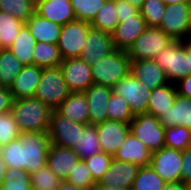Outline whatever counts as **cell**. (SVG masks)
<instances>
[{
    "instance_id": "cell-1",
    "label": "cell",
    "mask_w": 191,
    "mask_h": 190,
    "mask_svg": "<svg viewBox=\"0 0 191 190\" xmlns=\"http://www.w3.org/2000/svg\"><path fill=\"white\" fill-rule=\"evenodd\" d=\"M52 111L34 97L14 99L10 110L21 132H48Z\"/></svg>"
},
{
    "instance_id": "cell-2",
    "label": "cell",
    "mask_w": 191,
    "mask_h": 190,
    "mask_svg": "<svg viewBox=\"0 0 191 190\" xmlns=\"http://www.w3.org/2000/svg\"><path fill=\"white\" fill-rule=\"evenodd\" d=\"M130 63L126 51L115 49L91 66L93 83L113 88L130 73Z\"/></svg>"
},
{
    "instance_id": "cell-3",
    "label": "cell",
    "mask_w": 191,
    "mask_h": 190,
    "mask_svg": "<svg viewBox=\"0 0 191 190\" xmlns=\"http://www.w3.org/2000/svg\"><path fill=\"white\" fill-rule=\"evenodd\" d=\"M71 94L65 84L60 67L42 68L41 79L36 88L34 98L40 99L52 110H56L59 105Z\"/></svg>"
},
{
    "instance_id": "cell-4",
    "label": "cell",
    "mask_w": 191,
    "mask_h": 190,
    "mask_svg": "<svg viewBox=\"0 0 191 190\" xmlns=\"http://www.w3.org/2000/svg\"><path fill=\"white\" fill-rule=\"evenodd\" d=\"M164 70L169 83H177L191 74L189 57L181 40L170 42L154 59Z\"/></svg>"
},
{
    "instance_id": "cell-5",
    "label": "cell",
    "mask_w": 191,
    "mask_h": 190,
    "mask_svg": "<svg viewBox=\"0 0 191 190\" xmlns=\"http://www.w3.org/2000/svg\"><path fill=\"white\" fill-rule=\"evenodd\" d=\"M23 143L24 171L32 174L47 164L50 138L48 132H21Z\"/></svg>"
},
{
    "instance_id": "cell-6",
    "label": "cell",
    "mask_w": 191,
    "mask_h": 190,
    "mask_svg": "<svg viewBox=\"0 0 191 190\" xmlns=\"http://www.w3.org/2000/svg\"><path fill=\"white\" fill-rule=\"evenodd\" d=\"M130 132L151 152L165 147V128L154 115L148 113L135 115L130 122Z\"/></svg>"
},
{
    "instance_id": "cell-7",
    "label": "cell",
    "mask_w": 191,
    "mask_h": 190,
    "mask_svg": "<svg viewBox=\"0 0 191 190\" xmlns=\"http://www.w3.org/2000/svg\"><path fill=\"white\" fill-rule=\"evenodd\" d=\"M173 39L158 27H147L135 40L127 54L130 61L155 59Z\"/></svg>"
},
{
    "instance_id": "cell-8",
    "label": "cell",
    "mask_w": 191,
    "mask_h": 190,
    "mask_svg": "<svg viewBox=\"0 0 191 190\" xmlns=\"http://www.w3.org/2000/svg\"><path fill=\"white\" fill-rule=\"evenodd\" d=\"M91 27L90 22L81 20H75L62 26L57 43L62 59L81 56Z\"/></svg>"
},
{
    "instance_id": "cell-9",
    "label": "cell",
    "mask_w": 191,
    "mask_h": 190,
    "mask_svg": "<svg viewBox=\"0 0 191 190\" xmlns=\"http://www.w3.org/2000/svg\"><path fill=\"white\" fill-rule=\"evenodd\" d=\"M112 89L113 93L128 102L134 116L147 113L151 90L131 73L117 82Z\"/></svg>"
},
{
    "instance_id": "cell-10",
    "label": "cell",
    "mask_w": 191,
    "mask_h": 190,
    "mask_svg": "<svg viewBox=\"0 0 191 190\" xmlns=\"http://www.w3.org/2000/svg\"><path fill=\"white\" fill-rule=\"evenodd\" d=\"M86 126L72 122L57 110H53L48 130L50 143L73 149L78 144L80 135Z\"/></svg>"
},
{
    "instance_id": "cell-11",
    "label": "cell",
    "mask_w": 191,
    "mask_h": 190,
    "mask_svg": "<svg viewBox=\"0 0 191 190\" xmlns=\"http://www.w3.org/2000/svg\"><path fill=\"white\" fill-rule=\"evenodd\" d=\"M182 151L163 147L152 152L149 166L166 182L181 181Z\"/></svg>"
},
{
    "instance_id": "cell-12",
    "label": "cell",
    "mask_w": 191,
    "mask_h": 190,
    "mask_svg": "<svg viewBox=\"0 0 191 190\" xmlns=\"http://www.w3.org/2000/svg\"><path fill=\"white\" fill-rule=\"evenodd\" d=\"M59 67L71 92H85L93 84L91 66L80 57L63 59Z\"/></svg>"
},
{
    "instance_id": "cell-13",
    "label": "cell",
    "mask_w": 191,
    "mask_h": 190,
    "mask_svg": "<svg viewBox=\"0 0 191 190\" xmlns=\"http://www.w3.org/2000/svg\"><path fill=\"white\" fill-rule=\"evenodd\" d=\"M101 151L114 157L130 132V124L106 120L95 125Z\"/></svg>"
},
{
    "instance_id": "cell-14",
    "label": "cell",
    "mask_w": 191,
    "mask_h": 190,
    "mask_svg": "<svg viewBox=\"0 0 191 190\" xmlns=\"http://www.w3.org/2000/svg\"><path fill=\"white\" fill-rule=\"evenodd\" d=\"M173 40L188 38L187 3L166 5L159 27Z\"/></svg>"
},
{
    "instance_id": "cell-15",
    "label": "cell",
    "mask_w": 191,
    "mask_h": 190,
    "mask_svg": "<svg viewBox=\"0 0 191 190\" xmlns=\"http://www.w3.org/2000/svg\"><path fill=\"white\" fill-rule=\"evenodd\" d=\"M119 21L111 34L113 45L115 49L127 52L148 26L140 13L134 17L119 18Z\"/></svg>"
},
{
    "instance_id": "cell-16",
    "label": "cell",
    "mask_w": 191,
    "mask_h": 190,
    "mask_svg": "<svg viewBox=\"0 0 191 190\" xmlns=\"http://www.w3.org/2000/svg\"><path fill=\"white\" fill-rule=\"evenodd\" d=\"M114 50L115 47L111 34L91 27L88 31L86 44L83 46L80 58L92 66Z\"/></svg>"
},
{
    "instance_id": "cell-17",
    "label": "cell",
    "mask_w": 191,
    "mask_h": 190,
    "mask_svg": "<svg viewBox=\"0 0 191 190\" xmlns=\"http://www.w3.org/2000/svg\"><path fill=\"white\" fill-rule=\"evenodd\" d=\"M130 73L150 90L169 83L166 73L154 59L131 61Z\"/></svg>"
},
{
    "instance_id": "cell-18",
    "label": "cell",
    "mask_w": 191,
    "mask_h": 190,
    "mask_svg": "<svg viewBox=\"0 0 191 190\" xmlns=\"http://www.w3.org/2000/svg\"><path fill=\"white\" fill-rule=\"evenodd\" d=\"M113 89L93 83L84 92L89 107V124L96 125L107 120V103Z\"/></svg>"
},
{
    "instance_id": "cell-19",
    "label": "cell",
    "mask_w": 191,
    "mask_h": 190,
    "mask_svg": "<svg viewBox=\"0 0 191 190\" xmlns=\"http://www.w3.org/2000/svg\"><path fill=\"white\" fill-rule=\"evenodd\" d=\"M140 167L137 164L112 159L108 171L99 183L118 188L131 189Z\"/></svg>"
},
{
    "instance_id": "cell-20",
    "label": "cell",
    "mask_w": 191,
    "mask_h": 190,
    "mask_svg": "<svg viewBox=\"0 0 191 190\" xmlns=\"http://www.w3.org/2000/svg\"><path fill=\"white\" fill-rule=\"evenodd\" d=\"M151 157L152 152L132 132H129L113 158L121 162L137 164L139 167H146L149 166Z\"/></svg>"
},
{
    "instance_id": "cell-21",
    "label": "cell",
    "mask_w": 191,
    "mask_h": 190,
    "mask_svg": "<svg viewBox=\"0 0 191 190\" xmlns=\"http://www.w3.org/2000/svg\"><path fill=\"white\" fill-rule=\"evenodd\" d=\"M80 160L73 149L50 144L47 164L61 180H66L75 164Z\"/></svg>"
},
{
    "instance_id": "cell-22",
    "label": "cell",
    "mask_w": 191,
    "mask_h": 190,
    "mask_svg": "<svg viewBox=\"0 0 191 190\" xmlns=\"http://www.w3.org/2000/svg\"><path fill=\"white\" fill-rule=\"evenodd\" d=\"M35 13L61 26L77 20L70 0H41Z\"/></svg>"
},
{
    "instance_id": "cell-23",
    "label": "cell",
    "mask_w": 191,
    "mask_h": 190,
    "mask_svg": "<svg viewBox=\"0 0 191 190\" xmlns=\"http://www.w3.org/2000/svg\"><path fill=\"white\" fill-rule=\"evenodd\" d=\"M42 68L36 65L23 66L10 86L14 99L33 97L41 79Z\"/></svg>"
},
{
    "instance_id": "cell-24",
    "label": "cell",
    "mask_w": 191,
    "mask_h": 190,
    "mask_svg": "<svg viewBox=\"0 0 191 190\" xmlns=\"http://www.w3.org/2000/svg\"><path fill=\"white\" fill-rule=\"evenodd\" d=\"M158 119L164 128L184 126L191 131V98L177 94L174 104Z\"/></svg>"
},
{
    "instance_id": "cell-25",
    "label": "cell",
    "mask_w": 191,
    "mask_h": 190,
    "mask_svg": "<svg viewBox=\"0 0 191 190\" xmlns=\"http://www.w3.org/2000/svg\"><path fill=\"white\" fill-rule=\"evenodd\" d=\"M88 109L84 92H71L56 110L72 122L89 125Z\"/></svg>"
},
{
    "instance_id": "cell-26",
    "label": "cell",
    "mask_w": 191,
    "mask_h": 190,
    "mask_svg": "<svg viewBox=\"0 0 191 190\" xmlns=\"http://www.w3.org/2000/svg\"><path fill=\"white\" fill-rule=\"evenodd\" d=\"M25 24L36 42L57 44L62 26L34 13Z\"/></svg>"
},
{
    "instance_id": "cell-27",
    "label": "cell",
    "mask_w": 191,
    "mask_h": 190,
    "mask_svg": "<svg viewBox=\"0 0 191 190\" xmlns=\"http://www.w3.org/2000/svg\"><path fill=\"white\" fill-rule=\"evenodd\" d=\"M177 94L174 83H168L151 90L147 113L155 117L161 116L170 108V105L174 104Z\"/></svg>"
},
{
    "instance_id": "cell-28",
    "label": "cell",
    "mask_w": 191,
    "mask_h": 190,
    "mask_svg": "<svg viewBox=\"0 0 191 190\" xmlns=\"http://www.w3.org/2000/svg\"><path fill=\"white\" fill-rule=\"evenodd\" d=\"M36 44L29 28L24 24L13 44L8 48L14 56L24 65H33V50Z\"/></svg>"
},
{
    "instance_id": "cell-29",
    "label": "cell",
    "mask_w": 191,
    "mask_h": 190,
    "mask_svg": "<svg viewBox=\"0 0 191 190\" xmlns=\"http://www.w3.org/2000/svg\"><path fill=\"white\" fill-rule=\"evenodd\" d=\"M33 65L41 68L58 67L62 57L57 44L36 42L33 50Z\"/></svg>"
},
{
    "instance_id": "cell-30",
    "label": "cell",
    "mask_w": 191,
    "mask_h": 190,
    "mask_svg": "<svg viewBox=\"0 0 191 190\" xmlns=\"http://www.w3.org/2000/svg\"><path fill=\"white\" fill-rule=\"evenodd\" d=\"M23 66L9 49H0V87L10 88Z\"/></svg>"
},
{
    "instance_id": "cell-31",
    "label": "cell",
    "mask_w": 191,
    "mask_h": 190,
    "mask_svg": "<svg viewBox=\"0 0 191 190\" xmlns=\"http://www.w3.org/2000/svg\"><path fill=\"white\" fill-rule=\"evenodd\" d=\"M81 160L101 152V146L95 125H87L80 135L78 144L73 148Z\"/></svg>"
},
{
    "instance_id": "cell-32",
    "label": "cell",
    "mask_w": 191,
    "mask_h": 190,
    "mask_svg": "<svg viewBox=\"0 0 191 190\" xmlns=\"http://www.w3.org/2000/svg\"><path fill=\"white\" fill-rule=\"evenodd\" d=\"M119 22L115 0H107L90 24L95 29L112 34Z\"/></svg>"
},
{
    "instance_id": "cell-33",
    "label": "cell",
    "mask_w": 191,
    "mask_h": 190,
    "mask_svg": "<svg viewBox=\"0 0 191 190\" xmlns=\"http://www.w3.org/2000/svg\"><path fill=\"white\" fill-rule=\"evenodd\" d=\"M25 23L0 11V49H8Z\"/></svg>"
},
{
    "instance_id": "cell-34",
    "label": "cell",
    "mask_w": 191,
    "mask_h": 190,
    "mask_svg": "<svg viewBox=\"0 0 191 190\" xmlns=\"http://www.w3.org/2000/svg\"><path fill=\"white\" fill-rule=\"evenodd\" d=\"M61 182L62 180L51 171L48 164L30 174L32 190H58Z\"/></svg>"
},
{
    "instance_id": "cell-35",
    "label": "cell",
    "mask_w": 191,
    "mask_h": 190,
    "mask_svg": "<svg viewBox=\"0 0 191 190\" xmlns=\"http://www.w3.org/2000/svg\"><path fill=\"white\" fill-rule=\"evenodd\" d=\"M107 120L129 123L134 119V115L129 108V104L120 95L112 92L107 103Z\"/></svg>"
},
{
    "instance_id": "cell-36",
    "label": "cell",
    "mask_w": 191,
    "mask_h": 190,
    "mask_svg": "<svg viewBox=\"0 0 191 190\" xmlns=\"http://www.w3.org/2000/svg\"><path fill=\"white\" fill-rule=\"evenodd\" d=\"M165 181L150 167H140L131 190H162Z\"/></svg>"
},
{
    "instance_id": "cell-37",
    "label": "cell",
    "mask_w": 191,
    "mask_h": 190,
    "mask_svg": "<svg viewBox=\"0 0 191 190\" xmlns=\"http://www.w3.org/2000/svg\"><path fill=\"white\" fill-rule=\"evenodd\" d=\"M165 147L184 151L191 143V131L184 126H172L165 128Z\"/></svg>"
},
{
    "instance_id": "cell-38",
    "label": "cell",
    "mask_w": 191,
    "mask_h": 190,
    "mask_svg": "<svg viewBox=\"0 0 191 190\" xmlns=\"http://www.w3.org/2000/svg\"><path fill=\"white\" fill-rule=\"evenodd\" d=\"M0 11L25 23L35 13V5L28 0H0Z\"/></svg>"
},
{
    "instance_id": "cell-39",
    "label": "cell",
    "mask_w": 191,
    "mask_h": 190,
    "mask_svg": "<svg viewBox=\"0 0 191 190\" xmlns=\"http://www.w3.org/2000/svg\"><path fill=\"white\" fill-rule=\"evenodd\" d=\"M2 190H32L30 174L21 169L7 167Z\"/></svg>"
},
{
    "instance_id": "cell-40",
    "label": "cell",
    "mask_w": 191,
    "mask_h": 190,
    "mask_svg": "<svg viewBox=\"0 0 191 190\" xmlns=\"http://www.w3.org/2000/svg\"><path fill=\"white\" fill-rule=\"evenodd\" d=\"M0 156L7 167L24 170L23 143L20 138L1 147Z\"/></svg>"
},
{
    "instance_id": "cell-41",
    "label": "cell",
    "mask_w": 191,
    "mask_h": 190,
    "mask_svg": "<svg viewBox=\"0 0 191 190\" xmlns=\"http://www.w3.org/2000/svg\"><path fill=\"white\" fill-rule=\"evenodd\" d=\"M76 19L91 22L107 0H70Z\"/></svg>"
},
{
    "instance_id": "cell-42",
    "label": "cell",
    "mask_w": 191,
    "mask_h": 190,
    "mask_svg": "<svg viewBox=\"0 0 191 190\" xmlns=\"http://www.w3.org/2000/svg\"><path fill=\"white\" fill-rule=\"evenodd\" d=\"M165 8L166 5L162 0H145L140 8V14L145 19L147 26L159 27Z\"/></svg>"
},
{
    "instance_id": "cell-43",
    "label": "cell",
    "mask_w": 191,
    "mask_h": 190,
    "mask_svg": "<svg viewBox=\"0 0 191 190\" xmlns=\"http://www.w3.org/2000/svg\"><path fill=\"white\" fill-rule=\"evenodd\" d=\"M20 129L16 124L15 118L9 111L0 114V146L3 147L9 142L20 138Z\"/></svg>"
},
{
    "instance_id": "cell-44",
    "label": "cell",
    "mask_w": 191,
    "mask_h": 190,
    "mask_svg": "<svg viewBox=\"0 0 191 190\" xmlns=\"http://www.w3.org/2000/svg\"><path fill=\"white\" fill-rule=\"evenodd\" d=\"M112 159V155L101 151L84 160L93 175L94 183L100 182L105 173L108 171Z\"/></svg>"
},
{
    "instance_id": "cell-45",
    "label": "cell",
    "mask_w": 191,
    "mask_h": 190,
    "mask_svg": "<svg viewBox=\"0 0 191 190\" xmlns=\"http://www.w3.org/2000/svg\"><path fill=\"white\" fill-rule=\"evenodd\" d=\"M78 187L92 188L94 186L93 175L84 160H79L66 179Z\"/></svg>"
},
{
    "instance_id": "cell-46",
    "label": "cell",
    "mask_w": 191,
    "mask_h": 190,
    "mask_svg": "<svg viewBox=\"0 0 191 190\" xmlns=\"http://www.w3.org/2000/svg\"><path fill=\"white\" fill-rule=\"evenodd\" d=\"M118 18L134 17L140 13V9L126 0H115Z\"/></svg>"
},
{
    "instance_id": "cell-47",
    "label": "cell",
    "mask_w": 191,
    "mask_h": 190,
    "mask_svg": "<svg viewBox=\"0 0 191 190\" xmlns=\"http://www.w3.org/2000/svg\"><path fill=\"white\" fill-rule=\"evenodd\" d=\"M13 102L14 98L9 88L0 87V114L9 112Z\"/></svg>"
},
{
    "instance_id": "cell-48",
    "label": "cell",
    "mask_w": 191,
    "mask_h": 190,
    "mask_svg": "<svg viewBox=\"0 0 191 190\" xmlns=\"http://www.w3.org/2000/svg\"><path fill=\"white\" fill-rule=\"evenodd\" d=\"M181 182L191 178V150L182 151Z\"/></svg>"
},
{
    "instance_id": "cell-49",
    "label": "cell",
    "mask_w": 191,
    "mask_h": 190,
    "mask_svg": "<svg viewBox=\"0 0 191 190\" xmlns=\"http://www.w3.org/2000/svg\"><path fill=\"white\" fill-rule=\"evenodd\" d=\"M175 85L179 95L191 98V74L180 79Z\"/></svg>"
},
{
    "instance_id": "cell-50",
    "label": "cell",
    "mask_w": 191,
    "mask_h": 190,
    "mask_svg": "<svg viewBox=\"0 0 191 190\" xmlns=\"http://www.w3.org/2000/svg\"><path fill=\"white\" fill-rule=\"evenodd\" d=\"M58 190H92V188L78 187L74 184H71L67 180H62Z\"/></svg>"
},
{
    "instance_id": "cell-51",
    "label": "cell",
    "mask_w": 191,
    "mask_h": 190,
    "mask_svg": "<svg viewBox=\"0 0 191 190\" xmlns=\"http://www.w3.org/2000/svg\"><path fill=\"white\" fill-rule=\"evenodd\" d=\"M162 190H187L185 183L176 182V183H165Z\"/></svg>"
},
{
    "instance_id": "cell-52",
    "label": "cell",
    "mask_w": 191,
    "mask_h": 190,
    "mask_svg": "<svg viewBox=\"0 0 191 190\" xmlns=\"http://www.w3.org/2000/svg\"><path fill=\"white\" fill-rule=\"evenodd\" d=\"M92 190H131V189H124V188H118V187H113L109 185H102L99 182H96L94 186L92 187Z\"/></svg>"
},
{
    "instance_id": "cell-53",
    "label": "cell",
    "mask_w": 191,
    "mask_h": 190,
    "mask_svg": "<svg viewBox=\"0 0 191 190\" xmlns=\"http://www.w3.org/2000/svg\"><path fill=\"white\" fill-rule=\"evenodd\" d=\"M181 43L183 44V46L186 50L187 57H189L190 72H191V37L181 40Z\"/></svg>"
},
{
    "instance_id": "cell-54",
    "label": "cell",
    "mask_w": 191,
    "mask_h": 190,
    "mask_svg": "<svg viewBox=\"0 0 191 190\" xmlns=\"http://www.w3.org/2000/svg\"><path fill=\"white\" fill-rule=\"evenodd\" d=\"M7 166L6 163L3 161L2 157L0 156V190H2V183L4 180V174L6 172Z\"/></svg>"
},
{
    "instance_id": "cell-55",
    "label": "cell",
    "mask_w": 191,
    "mask_h": 190,
    "mask_svg": "<svg viewBox=\"0 0 191 190\" xmlns=\"http://www.w3.org/2000/svg\"><path fill=\"white\" fill-rule=\"evenodd\" d=\"M188 37H191V0L187 2Z\"/></svg>"
},
{
    "instance_id": "cell-56",
    "label": "cell",
    "mask_w": 191,
    "mask_h": 190,
    "mask_svg": "<svg viewBox=\"0 0 191 190\" xmlns=\"http://www.w3.org/2000/svg\"><path fill=\"white\" fill-rule=\"evenodd\" d=\"M165 5L176 4V3H187L189 0H162Z\"/></svg>"
},
{
    "instance_id": "cell-57",
    "label": "cell",
    "mask_w": 191,
    "mask_h": 190,
    "mask_svg": "<svg viewBox=\"0 0 191 190\" xmlns=\"http://www.w3.org/2000/svg\"><path fill=\"white\" fill-rule=\"evenodd\" d=\"M126 1H128L129 3H131L132 5H134L140 9L145 0H126Z\"/></svg>"
},
{
    "instance_id": "cell-58",
    "label": "cell",
    "mask_w": 191,
    "mask_h": 190,
    "mask_svg": "<svg viewBox=\"0 0 191 190\" xmlns=\"http://www.w3.org/2000/svg\"><path fill=\"white\" fill-rule=\"evenodd\" d=\"M184 183L186 185L187 190H191V178L186 180Z\"/></svg>"
},
{
    "instance_id": "cell-59",
    "label": "cell",
    "mask_w": 191,
    "mask_h": 190,
    "mask_svg": "<svg viewBox=\"0 0 191 190\" xmlns=\"http://www.w3.org/2000/svg\"><path fill=\"white\" fill-rule=\"evenodd\" d=\"M30 1L33 5H37L41 0H28Z\"/></svg>"
}]
</instances>
